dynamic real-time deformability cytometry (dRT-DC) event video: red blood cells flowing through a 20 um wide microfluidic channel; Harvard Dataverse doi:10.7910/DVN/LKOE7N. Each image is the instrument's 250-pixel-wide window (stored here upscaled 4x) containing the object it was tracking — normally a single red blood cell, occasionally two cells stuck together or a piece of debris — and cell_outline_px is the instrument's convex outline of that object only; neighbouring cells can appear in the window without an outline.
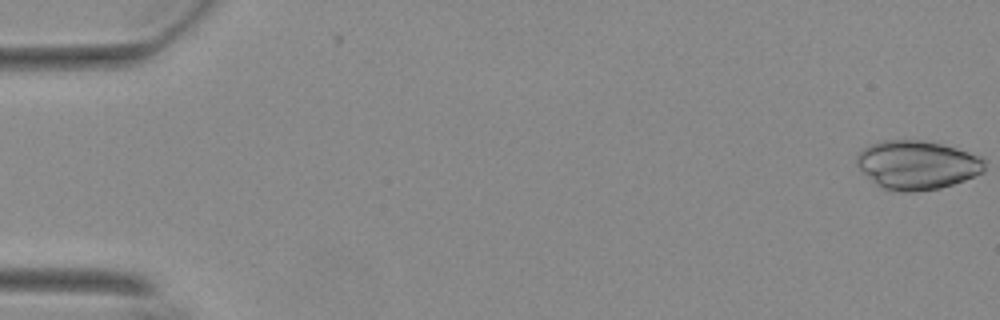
{"species": "Egyptian fruit bat (a non-hibernating species)", "species_latin": "Rousettus aegyptiacus", "temperature_condition": "warm", "stored_images_in_passage": 55, "camera_frame_rate_fps": 3000, "um_per_image_px": 0.085, "animal": {"sex": "female"}, "frame": {"image": 1, "passage_image": 1, "time_ms": 0.0, "image_size_px": [1000, 320], "cell_outline_px": [[984, 172], [964, 180], [940, 188], [912, 192], [900, 192], [884, 188], [876, 184], [856, 164], [856, 156], [864, 148], [880, 140], [920, 140], [940, 144], [956, 148], [980, 156], [984, 160]], "centroid_in_image_um": [77.95, 14.02], "position_along_channel_um": 7.0, "area_um2": 36.07}}
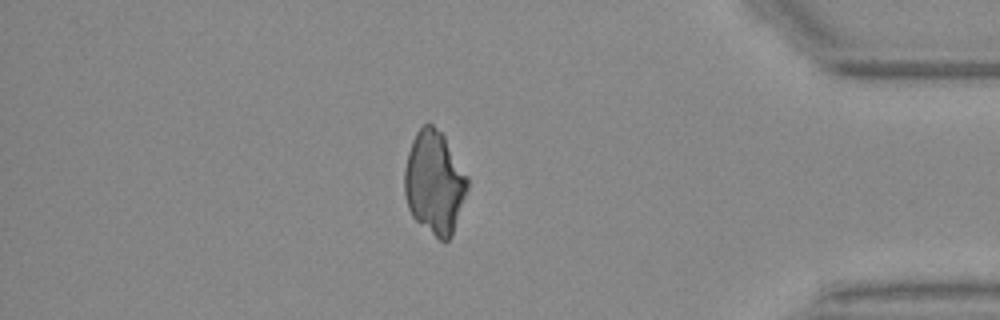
{"frame": {"image": 2, "passage_image": 48, "time_ms": 15.667, "image_size_px": [1000, 320], "cell_outline_px": [[468, 188], [452, 236], [448, 240], [440, 240], [416, 220], [412, 216], [408, 208], [404, 192], [404, 168], [408, 152], [412, 140], [416, 132], [428, 120], [444, 136], [468, 176]], "centroid_in_image_um": [36.92, 15.5], "position_along_channel_um": 398.3, "area_um2": 37.8}}